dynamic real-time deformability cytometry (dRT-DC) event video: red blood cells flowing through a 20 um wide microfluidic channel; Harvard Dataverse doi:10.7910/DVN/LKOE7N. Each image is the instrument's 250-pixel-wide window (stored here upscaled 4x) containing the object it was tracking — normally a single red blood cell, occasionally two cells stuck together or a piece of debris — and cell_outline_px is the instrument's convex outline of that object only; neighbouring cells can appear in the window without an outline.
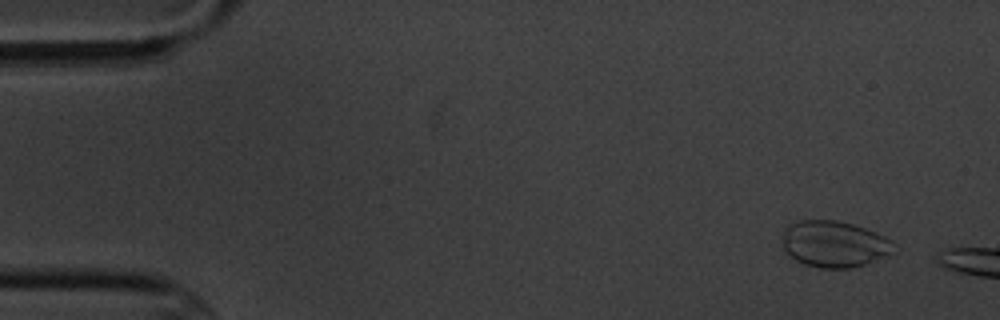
{"species": "common noctule bat (a hibernating species)", "species_latin": "Nyctalus noctula", "temperature_condition": "cold", "stored_images_in_passage": 4, "camera_frame_rate_fps": 3000, "um_per_image_px": 0.085, "animal": {"sex": "male", "body_mass_g": 20.1, "forearm_length_mm": 53.5}, "frame": {"image": 1, "passage_image": 1, "time_ms": 0.0, "image_size_px": [1000, 320], "cell_outline_px": [[900, 248], [888, 256], [852, 268], [820, 268], [804, 264], [796, 260], [784, 248], [780, 236], [784, 228], [788, 224], [796, 220], [836, 220], [852, 224], [864, 228], [884, 236], [892, 240]], "centroid_in_image_um": [70.93, 20.73], "position_along_channel_um": 14.1, "area_um2": 30.58}}